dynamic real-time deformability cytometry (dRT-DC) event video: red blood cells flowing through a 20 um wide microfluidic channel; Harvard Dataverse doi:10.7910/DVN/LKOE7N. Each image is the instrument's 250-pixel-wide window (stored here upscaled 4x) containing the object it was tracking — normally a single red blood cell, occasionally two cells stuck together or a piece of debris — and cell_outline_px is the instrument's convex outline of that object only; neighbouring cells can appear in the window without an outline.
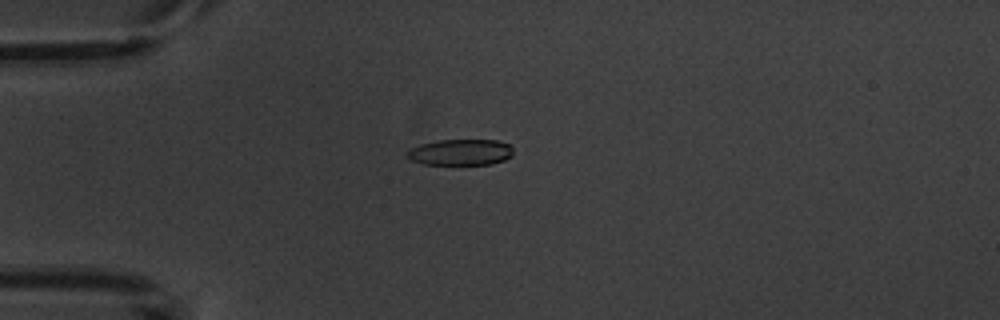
{"species": "common noctule bat (a hibernating species)", "species_latin": "Nyctalus noctula", "temperature_condition": "warm", "stored_images_in_passage": 7, "camera_frame_rate_fps": 3000, "um_per_image_px": 0.085, "animal": {"sex": "male", "body_mass_g": 20.1, "forearm_length_mm": 53.5}, "frame": {"image": 1, "passage_image": 5, "time_ms": 4.667, "image_size_px": [1000, 320], "cell_outline_px": [[512, 156], [504, 160], [492, 164], [424, 164], [412, 160], [408, 156], [408, 148], [420, 144], [440, 140], [496, 140], [508, 144], [512, 148]], "centroid_in_image_um": [39.15, 12.93], "position_along_channel_um": 45.8, "area_um2": 16.01}}